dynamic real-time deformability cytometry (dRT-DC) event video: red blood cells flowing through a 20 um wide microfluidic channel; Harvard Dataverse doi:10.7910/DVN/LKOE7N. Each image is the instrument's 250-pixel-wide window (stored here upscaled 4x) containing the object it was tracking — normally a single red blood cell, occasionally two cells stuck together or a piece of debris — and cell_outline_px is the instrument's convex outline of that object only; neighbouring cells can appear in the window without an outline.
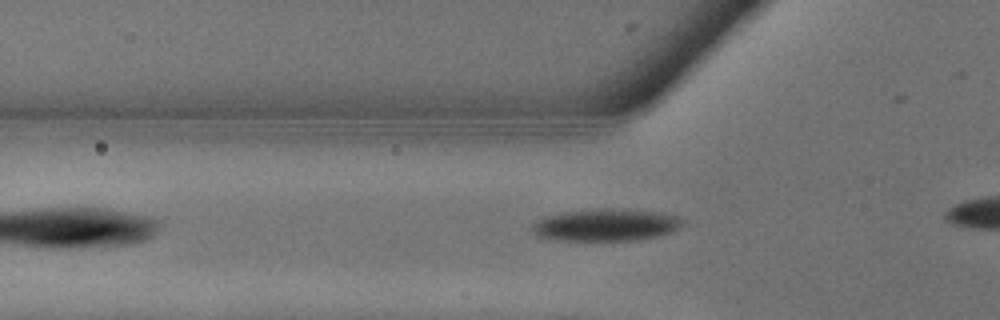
{"species": "common noctule bat (a hibernating species)", "species_latin": "Nyctalus noctula", "temperature_condition": "warm", "stored_images_in_passage": 3, "camera_frame_rate_fps": 3000, "um_per_image_px": 0.085, "animal": {"sex": "male", "body_mass_g": 13.3}, "frame": {"image": 1, "passage_image": 3, "time_ms": 0.667, "image_size_px": [1000, 320], "cell_outline_px": [[684, 224], [668, 232], [656, 236], [636, 240], [560, 240], [540, 236], [532, 228], [540, 220], [548, 216], [564, 212], [600, 208], [624, 208], [656, 212], [680, 216]], "centroid_in_image_um": [51.58, 19.1], "position_along_channel_um": 74.2, "area_um2": 27.63}}